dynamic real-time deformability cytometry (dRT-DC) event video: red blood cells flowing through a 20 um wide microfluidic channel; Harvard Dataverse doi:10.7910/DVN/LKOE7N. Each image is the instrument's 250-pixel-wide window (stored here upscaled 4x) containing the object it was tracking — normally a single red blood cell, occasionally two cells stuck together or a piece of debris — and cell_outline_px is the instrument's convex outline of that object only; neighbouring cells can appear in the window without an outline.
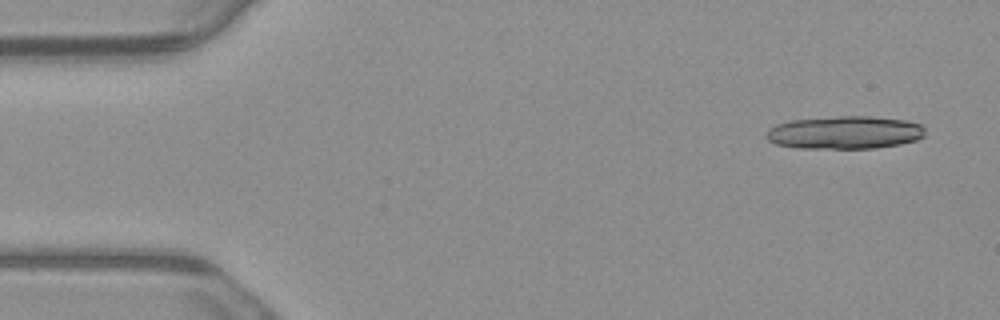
{"species": "common noctule bat (a hibernating species)", "species_latin": "Nyctalus noctula", "temperature_condition": "warm", "stored_images_in_passage": 6, "camera_frame_rate_fps": 3000, "um_per_image_px": 0.085, "animal": {"sex": "male", "body_mass_g": 23.1, "forearm_length_mm": 52.7}, "frame": {"image": 1, "passage_image": 1, "time_ms": 0.0, "image_size_px": [1000, 320], "cell_outline_px": [[924, 136], [916, 140], [900, 144], [876, 148], [800, 148], [776, 144], [768, 140], [768, 132], [776, 124], [792, 120], [840, 116], [868, 116], [904, 120], [920, 124], [924, 128]], "centroid_in_image_um": [71.84, 11.26], "position_along_channel_um": 13.2, "area_um2": 30.17}}
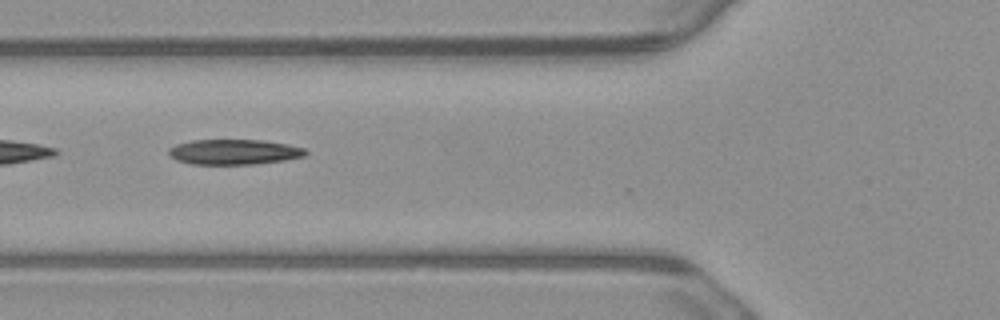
{"frame": {"image": 2, "passage_image": 5, "time_ms": 1.333, "image_size_px": [1000, 320], "cell_outline_px": [[308, 152], [304, 156], [284, 160], [252, 164], [192, 164], [176, 160], [168, 156], [168, 148], [176, 144], [192, 140], [264, 140], [288, 144], [304, 148]], "centroid_in_image_um": [19.86, 12.91], "position_along_channel_um": 105.9, "area_um2": 20.17}}
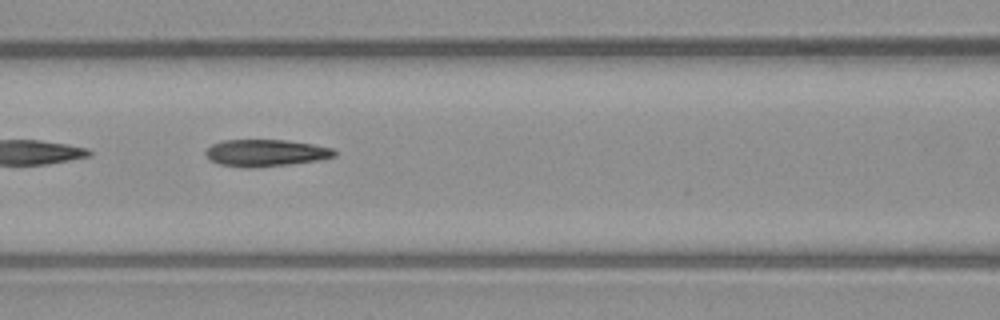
{"frame": {"image": 3, "passage_image": 6, "time_ms": 1.667, "image_size_px": [1000, 320], "cell_outline_px": [[336, 156], [320, 160], [288, 164], [248, 168], [244, 168], [220, 164], [208, 160], [204, 152], [204, 148], [212, 144], [224, 140], [288, 140], [312, 144], [332, 148], [336, 152]], "centroid_in_image_um": [22.54, 12.99], "position_along_channel_um": 144.1, "area_um2": 20.35}}